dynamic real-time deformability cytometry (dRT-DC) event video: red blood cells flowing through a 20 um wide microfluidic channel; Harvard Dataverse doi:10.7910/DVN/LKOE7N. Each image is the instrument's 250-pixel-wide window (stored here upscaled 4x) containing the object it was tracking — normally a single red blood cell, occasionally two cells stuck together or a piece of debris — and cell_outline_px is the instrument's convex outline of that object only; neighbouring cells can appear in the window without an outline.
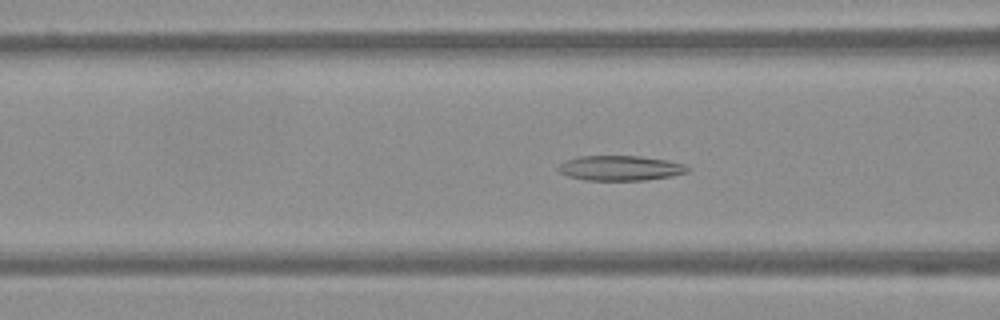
{"species": "Egyptian fruit bat (a non-hibernating species)", "species_latin": "Rousettus aegyptiacus", "temperature_condition": "warm", "stored_images_in_passage": 57, "camera_frame_rate_fps": 3000, "um_per_image_px": 0.085, "frame": {"image": 1, "passage_image": 23, "time_ms": 7.333, "image_size_px": [1000, 320], "cell_outline_px": [[692, 168], [688, 172], [672, 176], [644, 180], [584, 180], [568, 176], [560, 172], [556, 168], [564, 160], [580, 156], [640, 156], [664, 160], [684, 164]], "centroid_in_image_um": [52.71, 14.29], "position_along_channel_um": 113.9, "area_um2": 18.84}}
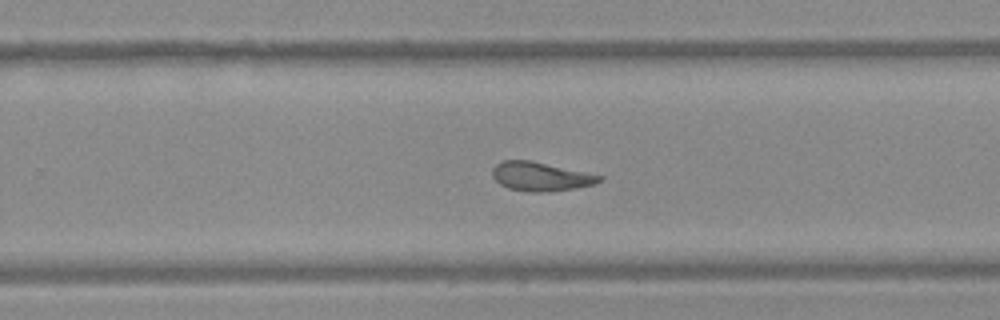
{"frame": {"image": 2, "passage_image": 37, "time_ms": 12.0, "image_size_px": [1000, 320], "cell_outline_px": [[604, 176], [600, 180], [592, 184], [576, 188], [544, 192], [528, 192], [508, 188], [500, 184], [492, 176], [492, 168], [496, 164], [504, 160], [532, 160]], "centroid_in_image_um": [45.92, 14.99], "position_along_channel_um": 283.9, "area_um2": 17.98}}
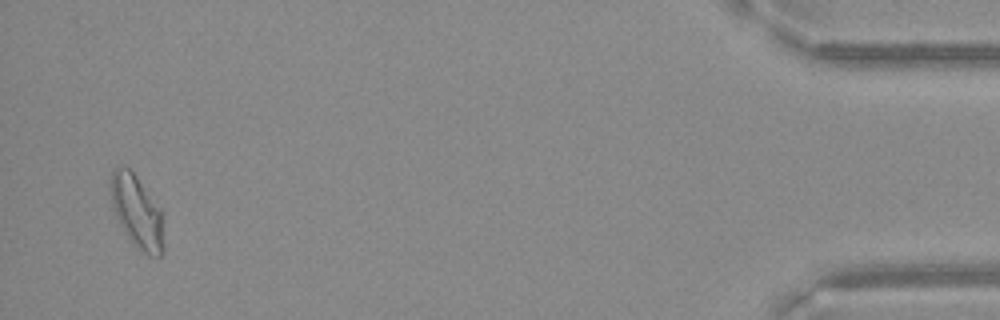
{"frame": {"image": 3, "passage_image": 55, "time_ms": 18.0, "image_size_px": [1000, 320], "cell_outline_px": [[164, 248], [160, 256], [148, 256], [136, 248], [120, 224], [112, 208], [112, 168], [128, 168], [136, 176], [160, 208]], "centroid_in_image_um": [11.66, 18.05], "position_along_channel_um": 423.5, "area_um2": 21.85}}